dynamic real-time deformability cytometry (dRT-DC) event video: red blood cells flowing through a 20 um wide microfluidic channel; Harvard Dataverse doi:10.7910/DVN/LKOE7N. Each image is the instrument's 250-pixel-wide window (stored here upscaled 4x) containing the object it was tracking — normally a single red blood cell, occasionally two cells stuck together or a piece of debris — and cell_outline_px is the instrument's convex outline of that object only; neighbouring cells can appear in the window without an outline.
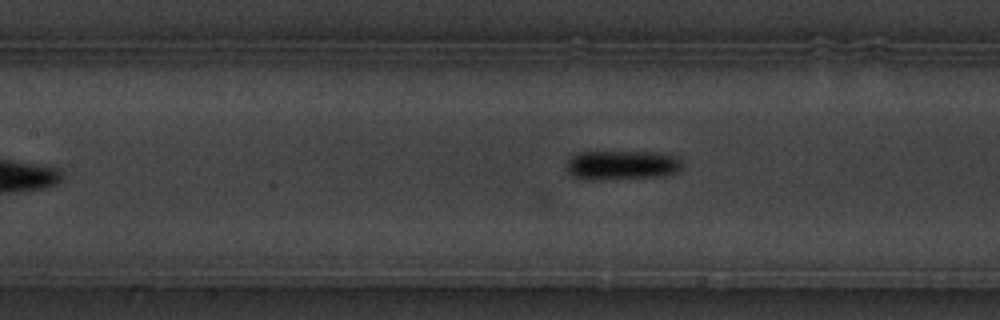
{"species": "common noctule bat (a hibernating species)", "species_latin": "Nyctalus noctula", "temperature_condition": "warm", "stored_images_in_passage": 8, "camera_frame_rate_fps": 3000, "um_per_image_px": 0.085, "animal": {"sex": "male", "body_mass_g": 19.5, "forearm_length_mm": 54.6}, "frame": {"image": 1, "passage_image": 8, "time_ms": 8.0, "image_size_px": [1000, 320], "cell_outline_px": [[680, 168], [676, 172], [664, 176], [596, 180], [584, 180], [572, 176], [564, 168], [564, 164], [572, 152], [660, 152], [680, 156]], "centroid_in_image_um": [52.77, 14.03], "position_along_channel_um": 154.6, "area_um2": 20.4}}